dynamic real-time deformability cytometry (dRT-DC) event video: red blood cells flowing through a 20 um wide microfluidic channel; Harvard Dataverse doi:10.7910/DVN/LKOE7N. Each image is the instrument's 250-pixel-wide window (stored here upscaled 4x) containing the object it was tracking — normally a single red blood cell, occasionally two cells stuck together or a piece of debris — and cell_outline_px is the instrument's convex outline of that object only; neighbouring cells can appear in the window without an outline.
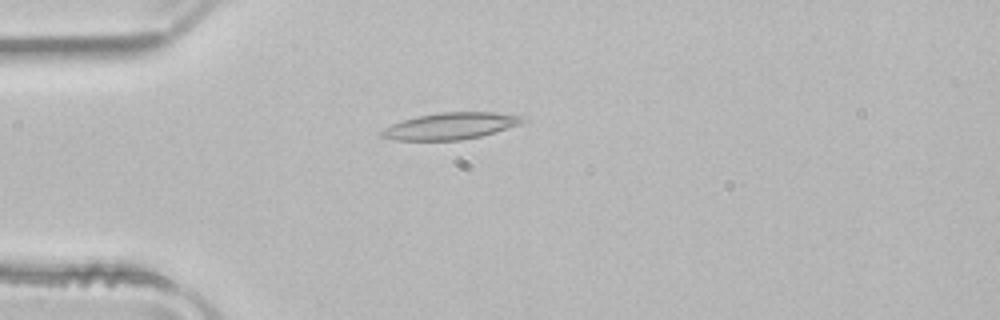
{"species": "common noctule bat (a hibernating species)", "species_latin": "Nyctalus noctula", "temperature_condition": "room temperature", "stored_images_in_passage": 51, "camera_frame_rate_fps": 3000, "um_per_image_px": 0.085, "animal": {"sex": "male", "body_mass_g": 21.5, "forearm_length_mm": 52.0}, "frame": {"image": 1, "passage_image": 13, "time_ms": 4.0, "image_size_px": [1000, 320], "cell_outline_px": [[528, 120], [520, 124], [496, 132], [480, 136], [460, 140], [396, 140], [380, 136], [380, 132], [384, 128], [392, 124], [416, 116], [440, 112], [492, 112], [524, 116]], "centroid_in_image_um": [38.32, 10.7], "position_along_channel_um": 46.7, "area_um2": 21.91}}
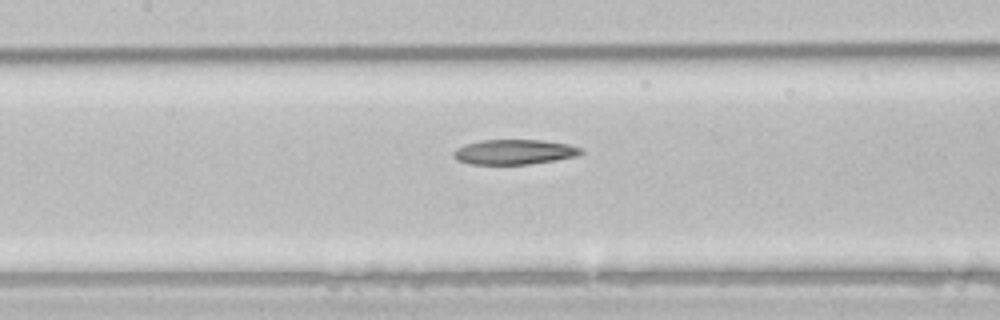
{"frame": {"image": 2, "passage_image": 23, "time_ms": 7.333, "image_size_px": [1000, 320], "cell_outline_px": [[584, 152], [576, 156], [528, 164], [472, 164], [456, 160], [452, 156], [452, 152], [456, 148], [464, 144], [480, 140], [544, 140], [568, 144], [584, 148]], "centroid_in_image_um": [43.69, 12.9], "position_along_channel_um": 163.7, "area_um2": 18.61}}
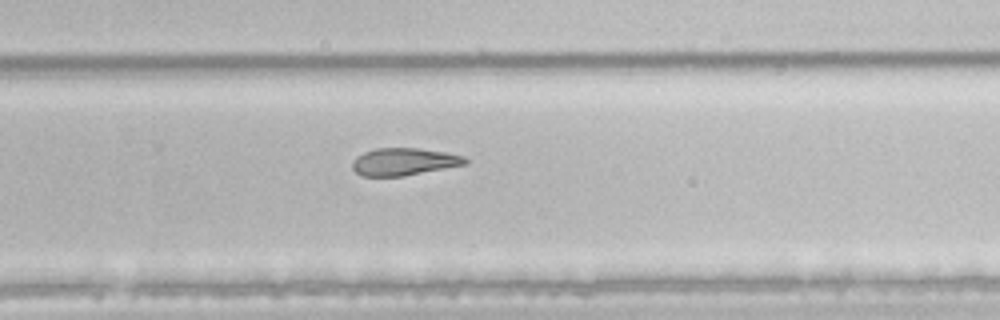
{"frame": {"image": 3, "passage_image": 33, "time_ms": 10.667, "image_size_px": [1000, 320], "cell_outline_px": [[468, 164], [404, 176], [360, 176], [352, 168], [352, 160], [356, 156], [364, 152], [376, 148], [420, 148], [444, 152], [464, 156], [468, 160]], "centroid_in_image_um": [34.32, 13.74], "position_along_channel_um": 295.5, "area_um2": 18.15}}